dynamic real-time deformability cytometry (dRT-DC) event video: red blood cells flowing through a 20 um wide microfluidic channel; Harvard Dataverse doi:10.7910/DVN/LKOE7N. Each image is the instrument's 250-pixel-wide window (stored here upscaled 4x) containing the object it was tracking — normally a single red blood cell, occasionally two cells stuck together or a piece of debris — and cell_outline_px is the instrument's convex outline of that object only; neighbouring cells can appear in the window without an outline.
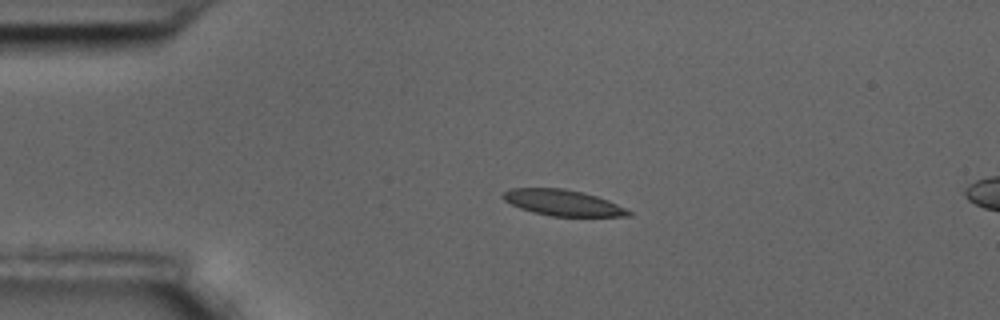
{"species": "common noctule bat (a hibernating species)", "species_latin": "Nyctalus noctula", "temperature_condition": "room temperature", "stored_images_in_passage": 18, "camera_frame_rate_fps": 3000, "um_per_image_px": 0.085, "animal": {"sex": "male", "body_mass_g": 17.5, "forearm_length_mm": 52.3}, "frame": {"image": 1, "passage_image": 13, "time_ms": 4.0, "image_size_px": [1000, 320], "cell_outline_px": [[624, 212], [612, 216], [564, 216], [540, 212], [516, 204], [508, 200], [508, 196], [560, 192], [572, 192], [588, 196], [600, 200]], "centroid_in_image_um": [48.06, 17.38], "position_along_channel_um": 36.9, "area_um2": 13.47}}